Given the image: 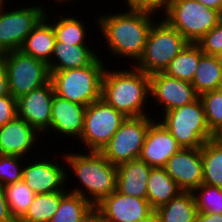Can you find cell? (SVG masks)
I'll list each match as a JSON object with an SVG mask.
<instances>
[{
  "instance_id": "obj_1",
  "label": "cell",
  "mask_w": 222,
  "mask_h": 222,
  "mask_svg": "<svg viewBox=\"0 0 222 222\" xmlns=\"http://www.w3.org/2000/svg\"><path fill=\"white\" fill-rule=\"evenodd\" d=\"M129 10L99 16L98 27L107 42L108 50L116 57L132 58L136 63L142 57L147 36L153 23L151 8L127 7ZM152 19V20H151Z\"/></svg>"
},
{
  "instance_id": "obj_2",
  "label": "cell",
  "mask_w": 222,
  "mask_h": 222,
  "mask_svg": "<svg viewBox=\"0 0 222 222\" xmlns=\"http://www.w3.org/2000/svg\"><path fill=\"white\" fill-rule=\"evenodd\" d=\"M131 68L112 71L106 67L102 77L101 98L126 117L148 116L150 114L144 108L150 95V75L135 66Z\"/></svg>"
},
{
  "instance_id": "obj_3",
  "label": "cell",
  "mask_w": 222,
  "mask_h": 222,
  "mask_svg": "<svg viewBox=\"0 0 222 222\" xmlns=\"http://www.w3.org/2000/svg\"><path fill=\"white\" fill-rule=\"evenodd\" d=\"M63 159L83 186L74 187L73 190H68L69 192L79 194L95 206L116 190L117 166L100 152H71L66 153Z\"/></svg>"
},
{
  "instance_id": "obj_4",
  "label": "cell",
  "mask_w": 222,
  "mask_h": 222,
  "mask_svg": "<svg viewBox=\"0 0 222 222\" xmlns=\"http://www.w3.org/2000/svg\"><path fill=\"white\" fill-rule=\"evenodd\" d=\"M104 64L98 56L86 67L50 71L55 95L86 107L101 99Z\"/></svg>"
},
{
  "instance_id": "obj_5",
  "label": "cell",
  "mask_w": 222,
  "mask_h": 222,
  "mask_svg": "<svg viewBox=\"0 0 222 222\" xmlns=\"http://www.w3.org/2000/svg\"><path fill=\"white\" fill-rule=\"evenodd\" d=\"M161 11L163 19L189 43H197L222 18L217 10L196 0H170Z\"/></svg>"
},
{
  "instance_id": "obj_6",
  "label": "cell",
  "mask_w": 222,
  "mask_h": 222,
  "mask_svg": "<svg viewBox=\"0 0 222 222\" xmlns=\"http://www.w3.org/2000/svg\"><path fill=\"white\" fill-rule=\"evenodd\" d=\"M160 115L164 117L160 122L182 148H201L205 142L214 137L208 128L199 97L190 104Z\"/></svg>"
},
{
  "instance_id": "obj_7",
  "label": "cell",
  "mask_w": 222,
  "mask_h": 222,
  "mask_svg": "<svg viewBox=\"0 0 222 222\" xmlns=\"http://www.w3.org/2000/svg\"><path fill=\"white\" fill-rule=\"evenodd\" d=\"M188 43L162 18L151 26L143 55L134 66L149 75L163 72Z\"/></svg>"
},
{
  "instance_id": "obj_8",
  "label": "cell",
  "mask_w": 222,
  "mask_h": 222,
  "mask_svg": "<svg viewBox=\"0 0 222 222\" xmlns=\"http://www.w3.org/2000/svg\"><path fill=\"white\" fill-rule=\"evenodd\" d=\"M5 62L10 94L18 99L50 82L48 64L21 50L1 54Z\"/></svg>"
},
{
  "instance_id": "obj_9",
  "label": "cell",
  "mask_w": 222,
  "mask_h": 222,
  "mask_svg": "<svg viewBox=\"0 0 222 222\" xmlns=\"http://www.w3.org/2000/svg\"><path fill=\"white\" fill-rule=\"evenodd\" d=\"M126 116L102 98L86 107L80 141L89 152H101L126 120Z\"/></svg>"
},
{
  "instance_id": "obj_10",
  "label": "cell",
  "mask_w": 222,
  "mask_h": 222,
  "mask_svg": "<svg viewBox=\"0 0 222 222\" xmlns=\"http://www.w3.org/2000/svg\"><path fill=\"white\" fill-rule=\"evenodd\" d=\"M153 116L127 117L100 152L114 165L137 160Z\"/></svg>"
},
{
  "instance_id": "obj_11",
  "label": "cell",
  "mask_w": 222,
  "mask_h": 222,
  "mask_svg": "<svg viewBox=\"0 0 222 222\" xmlns=\"http://www.w3.org/2000/svg\"><path fill=\"white\" fill-rule=\"evenodd\" d=\"M6 2L0 0V55L20 50L27 35L46 15L45 7L40 5L5 10Z\"/></svg>"
},
{
  "instance_id": "obj_12",
  "label": "cell",
  "mask_w": 222,
  "mask_h": 222,
  "mask_svg": "<svg viewBox=\"0 0 222 222\" xmlns=\"http://www.w3.org/2000/svg\"><path fill=\"white\" fill-rule=\"evenodd\" d=\"M153 96V97H152ZM163 108V113L195 101L199 95L193 85L163 72L150 74V96Z\"/></svg>"
},
{
  "instance_id": "obj_13",
  "label": "cell",
  "mask_w": 222,
  "mask_h": 222,
  "mask_svg": "<svg viewBox=\"0 0 222 222\" xmlns=\"http://www.w3.org/2000/svg\"><path fill=\"white\" fill-rule=\"evenodd\" d=\"M54 87L50 81L17 99V115L26 120L39 134L50 128Z\"/></svg>"
},
{
  "instance_id": "obj_14",
  "label": "cell",
  "mask_w": 222,
  "mask_h": 222,
  "mask_svg": "<svg viewBox=\"0 0 222 222\" xmlns=\"http://www.w3.org/2000/svg\"><path fill=\"white\" fill-rule=\"evenodd\" d=\"M164 169L183 192H193L203 180L201 148H181L170 157Z\"/></svg>"
},
{
  "instance_id": "obj_15",
  "label": "cell",
  "mask_w": 222,
  "mask_h": 222,
  "mask_svg": "<svg viewBox=\"0 0 222 222\" xmlns=\"http://www.w3.org/2000/svg\"><path fill=\"white\" fill-rule=\"evenodd\" d=\"M32 162L23 165L22 180L36 195L68 191L65 186L66 181H68L66 167L64 168L63 165L46 158L38 161L32 160Z\"/></svg>"
},
{
  "instance_id": "obj_16",
  "label": "cell",
  "mask_w": 222,
  "mask_h": 222,
  "mask_svg": "<svg viewBox=\"0 0 222 222\" xmlns=\"http://www.w3.org/2000/svg\"><path fill=\"white\" fill-rule=\"evenodd\" d=\"M106 222H137L154 210L147 199L123 195L115 190L94 206Z\"/></svg>"
},
{
  "instance_id": "obj_17",
  "label": "cell",
  "mask_w": 222,
  "mask_h": 222,
  "mask_svg": "<svg viewBox=\"0 0 222 222\" xmlns=\"http://www.w3.org/2000/svg\"><path fill=\"white\" fill-rule=\"evenodd\" d=\"M181 148L160 120L156 119L149 125L138 159L151 168H164L170 157Z\"/></svg>"
},
{
  "instance_id": "obj_18",
  "label": "cell",
  "mask_w": 222,
  "mask_h": 222,
  "mask_svg": "<svg viewBox=\"0 0 222 222\" xmlns=\"http://www.w3.org/2000/svg\"><path fill=\"white\" fill-rule=\"evenodd\" d=\"M86 106L62 99L54 94L51 109L50 130L64 138L74 137L79 141L84 128Z\"/></svg>"
},
{
  "instance_id": "obj_19",
  "label": "cell",
  "mask_w": 222,
  "mask_h": 222,
  "mask_svg": "<svg viewBox=\"0 0 222 222\" xmlns=\"http://www.w3.org/2000/svg\"><path fill=\"white\" fill-rule=\"evenodd\" d=\"M38 133L26 120L16 116L0 127V154L27 157L28 152L30 154L35 148L33 146L40 136Z\"/></svg>"
},
{
  "instance_id": "obj_20",
  "label": "cell",
  "mask_w": 222,
  "mask_h": 222,
  "mask_svg": "<svg viewBox=\"0 0 222 222\" xmlns=\"http://www.w3.org/2000/svg\"><path fill=\"white\" fill-rule=\"evenodd\" d=\"M151 167L137 159L117 165L116 190L128 196L146 199Z\"/></svg>"
},
{
  "instance_id": "obj_21",
  "label": "cell",
  "mask_w": 222,
  "mask_h": 222,
  "mask_svg": "<svg viewBox=\"0 0 222 222\" xmlns=\"http://www.w3.org/2000/svg\"><path fill=\"white\" fill-rule=\"evenodd\" d=\"M98 56L89 45H72L55 41L49 71L76 69L90 65Z\"/></svg>"
},
{
  "instance_id": "obj_22",
  "label": "cell",
  "mask_w": 222,
  "mask_h": 222,
  "mask_svg": "<svg viewBox=\"0 0 222 222\" xmlns=\"http://www.w3.org/2000/svg\"><path fill=\"white\" fill-rule=\"evenodd\" d=\"M45 17L27 35L20 50L36 59L49 63L55 46L56 36L52 23Z\"/></svg>"
},
{
  "instance_id": "obj_23",
  "label": "cell",
  "mask_w": 222,
  "mask_h": 222,
  "mask_svg": "<svg viewBox=\"0 0 222 222\" xmlns=\"http://www.w3.org/2000/svg\"><path fill=\"white\" fill-rule=\"evenodd\" d=\"M183 192L164 168H151L147 180V197L155 211Z\"/></svg>"
},
{
  "instance_id": "obj_24",
  "label": "cell",
  "mask_w": 222,
  "mask_h": 222,
  "mask_svg": "<svg viewBox=\"0 0 222 222\" xmlns=\"http://www.w3.org/2000/svg\"><path fill=\"white\" fill-rule=\"evenodd\" d=\"M158 222H194L197 214L192 192H181L155 210Z\"/></svg>"
},
{
  "instance_id": "obj_25",
  "label": "cell",
  "mask_w": 222,
  "mask_h": 222,
  "mask_svg": "<svg viewBox=\"0 0 222 222\" xmlns=\"http://www.w3.org/2000/svg\"><path fill=\"white\" fill-rule=\"evenodd\" d=\"M203 54L197 43H188L169 63L163 73L192 83L199 60Z\"/></svg>"
},
{
  "instance_id": "obj_26",
  "label": "cell",
  "mask_w": 222,
  "mask_h": 222,
  "mask_svg": "<svg viewBox=\"0 0 222 222\" xmlns=\"http://www.w3.org/2000/svg\"><path fill=\"white\" fill-rule=\"evenodd\" d=\"M203 161L202 183L222 189V140L209 139L201 147Z\"/></svg>"
},
{
  "instance_id": "obj_27",
  "label": "cell",
  "mask_w": 222,
  "mask_h": 222,
  "mask_svg": "<svg viewBox=\"0 0 222 222\" xmlns=\"http://www.w3.org/2000/svg\"><path fill=\"white\" fill-rule=\"evenodd\" d=\"M222 83V68L216 56L203 54L199 60L192 85L200 95L204 92L217 90Z\"/></svg>"
},
{
  "instance_id": "obj_28",
  "label": "cell",
  "mask_w": 222,
  "mask_h": 222,
  "mask_svg": "<svg viewBox=\"0 0 222 222\" xmlns=\"http://www.w3.org/2000/svg\"><path fill=\"white\" fill-rule=\"evenodd\" d=\"M68 191L35 195L25 215L18 222H50L62 197Z\"/></svg>"
},
{
  "instance_id": "obj_29",
  "label": "cell",
  "mask_w": 222,
  "mask_h": 222,
  "mask_svg": "<svg viewBox=\"0 0 222 222\" xmlns=\"http://www.w3.org/2000/svg\"><path fill=\"white\" fill-rule=\"evenodd\" d=\"M93 207L89 200L68 191L62 197L50 222H81Z\"/></svg>"
},
{
  "instance_id": "obj_30",
  "label": "cell",
  "mask_w": 222,
  "mask_h": 222,
  "mask_svg": "<svg viewBox=\"0 0 222 222\" xmlns=\"http://www.w3.org/2000/svg\"><path fill=\"white\" fill-rule=\"evenodd\" d=\"M4 190L10 214L18 222L27 212L36 194L23 180L4 186Z\"/></svg>"
},
{
  "instance_id": "obj_31",
  "label": "cell",
  "mask_w": 222,
  "mask_h": 222,
  "mask_svg": "<svg viewBox=\"0 0 222 222\" xmlns=\"http://www.w3.org/2000/svg\"><path fill=\"white\" fill-rule=\"evenodd\" d=\"M53 20L51 23L55 32L56 41L72 45H87V32L84 23H82L83 21L78 20L74 16H64L60 17V19Z\"/></svg>"
},
{
  "instance_id": "obj_32",
  "label": "cell",
  "mask_w": 222,
  "mask_h": 222,
  "mask_svg": "<svg viewBox=\"0 0 222 222\" xmlns=\"http://www.w3.org/2000/svg\"><path fill=\"white\" fill-rule=\"evenodd\" d=\"M197 212L222 214V189L201 184L193 192Z\"/></svg>"
},
{
  "instance_id": "obj_33",
  "label": "cell",
  "mask_w": 222,
  "mask_h": 222,
  "mask_svg": "<svg viewBox=\"0 0 222 222\" xmlns=\"http://www.w3.org/2000/svg\"><path fill=\"white\" fill-rule=\"evenodd\" d=\"M210 131L215 134L222 127V95L211 90L199 95Z\"/></svg>"
},
{
  "instance_id": "obj_34",
  "label": "cell",
  "mask_w": 222,
  "mask_h": 222,
  "mask_svg": "<svg viewBox=\"0 0 222 222\" xmlns=\"http://www.w3.org/2000/svg\"><path fill=\"white\" fill-rule=\"evenodd\" d=\"M24 159V157L16 155L0 154V185L6 186L22 180V170L24 165L22 162Z\"/></svg>"
},
{
  "instance_id": "obj_35",
  "label": "cell",
  "mask_w": 222,
  "mask_h": 222,
  "mask_svg": "<svg viewBox=\"0 0 222 222\" xmlns=\"http://www.w3.org/2000/svg\"><path fill=\"white\" fill-rule=\"evenodd\" d=\"M197 44L206 55L217 56L222 52V18Z\"/></svg>"
},
{
  "instance_id": "obj_36",
  "label": "cell",
  "mask_w": 222,
  "mask_h": 222,
  "mask_svg": "<svg viewBox=\"0 0 222 222\" xmlns=\"http://www.w3.org/2000/svg\"><path fill=\"white\" fill-rule=\"evenodd\" d=\"M17 115V99L12 95L0 97V127L6 125Z\"/></svg>"
},
{
  "instance_id": "obj_37",
  "label": "cell",
  "mask_w": 222,
  "mask_h": 222,
  "mask_svg": "<svg viewBox=\"0 0 222 222\" xmlns=\"http://www.w3.org/2000/svg\"><path fill=\"white\" fill-rule=\"evenodd\" d=\"M170 0H125L127 7L151 8L162 10Z\"/></svg>"
},
{
  "instance_id": "obj_38",
  "label": "cell",
  "mask_w": 222,
  "mask_h": 222,
  "mask_svg": "<svg viewBox=\"0 0 222 222\" xmlns=\"http://www.w3.org/2000/svg\"><path fill=\"white\" fill-rule=\"evenodd\" d=\"M0 222H16L11 216L4 186L0 185Z\"/></svg>"
},
{
  "instance_id": "obj_39",
  "label": "cell",
  "mask_w": 222,
  "mask_h": 222,
  "mask_svg": "<svg viewBox=\"0 0 222 222\" xmlns=\"http://www.w3.org/2000/svg\"><path fill=\"white\" fill-rule=\"evenodd\" d=\"M11 95L9 90L8 78L6 73L5 62L0 55V97Z\"/></svg>"
},
{
  "instance_id": "obj_40",
  "label": "cell",
  "mask_w": 222,
  "mask_h": 222,
  "mask_svg": "<svg viewBox=\"0 0 222 222\" xmlns=\"http://www.w3.org/2000/svg\"><path fill=\"white\" fill-rule=\"evenodd\" d=\"M194 222H222V214L197 212Z\"/></svg>"
},
{
  "instance_id": "obj_41",
  "label": "cell",
  "mask_w": 222,
  "mask_h": 222,
  "mask_svg": "<svg viewBox=\"0 0 222 222\" xmlns=\"http://www.w3.org/2000/svg\"><path fill=\"white\" fill-rule=\"evenodd\" d=\"M81 222H106L103 215L93 207L86 216L81 220Z\"/></svg>"
},
{
  "instance_id": "obj_42",
  "label": "cell",
  "mask_w": 222,
  "mask_h": 222,
  "mask_svg": "<svg viewBox=\"0 0 222 222\" xmlns=\"http://www.w3.org/2000/svg\"><path fill=\"white\" fill-rule=\"evenodd\" d=\"M208 8L217 10L222 15V0H196Z\"/></svg>"
},
{
  "instance_id": "obj_43",
  "label": "cell",
  "mask_w": 222,
  "mask_h": 222,
  "mask_svg": "<svg viewBox=\"0 0 222 222\" xmlns=\"http://www.w3.org/2000/svg\"><path fill=\"white\" fill-rule=\"evenodd\" d=\"M137 222H158L156 212L153 211L149 216H147L146 218L139 220Z\"/></svg>"
},
{
  "instance_id": "obj_44",
  "label": "cell",
  "mask_w": 222,
  "mask_h": 222,
  "mask_svg": "<svg viewBox=\"0 0 222 222\" xmlns=\"http://www.w3.org/2000/svg\"><path fill=\"white\" fill-rule=\"evenodd\" d=\"M214 137L222 140V127L214 134Z\"/></svg>"
},
{
  "instance_id": "obj_45",
  "label": "cell",
  "mask_w": 222,
  "mask_h": 222,
  "mask_svg": "<svg viewBox=\"0 0 222 222\" xmlns=\"http://www.w3.org/2000/svg\"><path fill=\"white\" fill-rule=\"evenodd\" d=\"M216 57H217V59L219 61V64H220V66L222 68V52L220 54H218Z\"/></svg>"
},
{
  "instance_id": "obj_46",
  "label": "cell",
  "mask_w": 222,
  "mask_h": 222,
  "mask_svg": "<svg viewBox=\"0 0 222 222\" xmlns=\"http://www.w3.org/2000/svg\"><path fill=\"white\" fill-rule=\"evenodd\" d=\"M217 90L220 92V94L222 95V83L219 85V87L217 88Z\"/></svg>"
},
{
  "instance_id": "obj_47",
  "label": "cell",
  "mask_w": 222,
  "mask_h": 222,
  "mask_svg": "<svg viewBox=\"0 0 222 222\" xmlns=\"http://www.w3.org/2000/svg\"><path fill=\"white\" fill-rule=\"evenodd\" d=\"M54 1H56V2L58 1V3H59V2H60V3L62 2V4H63V3H65L66 1H70V0H54ZM64 1H65V2H64ZM71 1H72V0H71Z\"/></svg>"
}]
</instances>
